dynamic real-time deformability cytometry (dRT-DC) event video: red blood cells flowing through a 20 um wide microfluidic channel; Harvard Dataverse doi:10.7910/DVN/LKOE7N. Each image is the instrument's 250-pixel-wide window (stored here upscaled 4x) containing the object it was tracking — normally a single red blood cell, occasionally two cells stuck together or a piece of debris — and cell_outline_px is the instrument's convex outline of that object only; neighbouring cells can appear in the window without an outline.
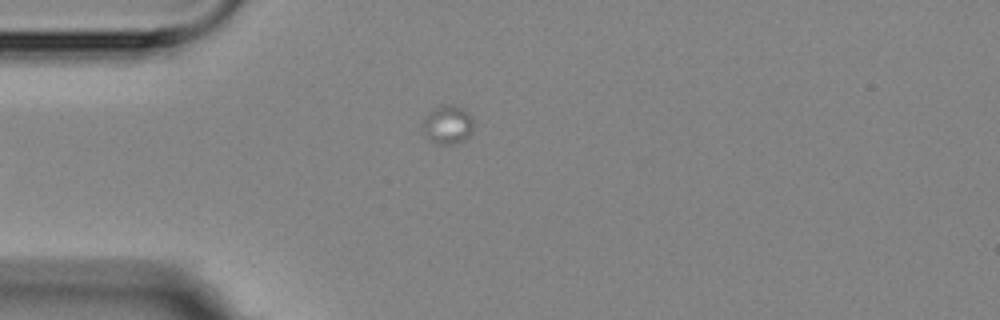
{"species": "Egyptian fruit bat (a non-hibernating species)", "species_latin": "Rousettus aegyptiacus", "temperature_condition": "room temperature", "stored_images_in_passage": 4, "segment_of_instrument_passage": [2, 2], "camera_frame_rate_fps": 3000, "um_per_image_px": 0.085, "animal": {"sex": "female"}, "frame": {"image": 1, "passage_image": 4, "time_ms": 4.333, "image_size_px": [1000, 320], "cell_outline_px": [[472, 132], [464, 140], [448, 144], [440, 144], [428, 140], [424, 132], [424, 116], [432, 108], [440, 104], [452, 104], [464, 108], [468, 112], [472, 120]], "centroid_in_image_um": [38.04, 10.55], "position_along_channel_um": 47.0, "area_um2": 11.5}}